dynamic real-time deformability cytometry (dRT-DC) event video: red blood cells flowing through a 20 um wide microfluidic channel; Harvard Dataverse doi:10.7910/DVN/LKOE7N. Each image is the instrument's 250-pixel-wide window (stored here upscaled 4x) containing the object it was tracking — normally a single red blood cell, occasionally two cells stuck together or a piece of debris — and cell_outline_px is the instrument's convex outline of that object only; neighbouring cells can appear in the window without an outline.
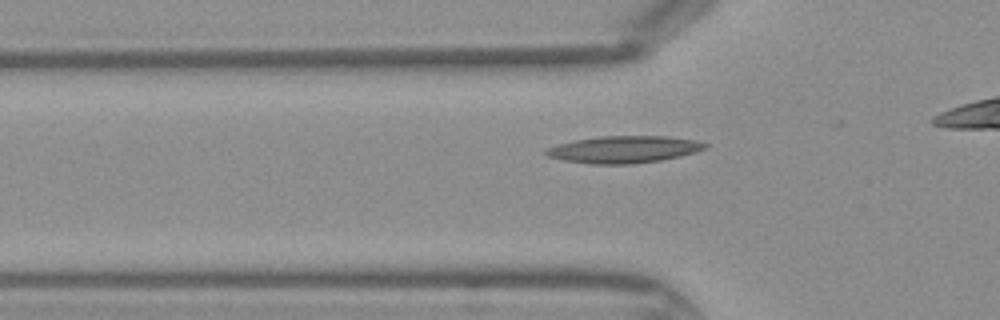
{"species": "Egyptian fruit bat (a non-hibernating species)", "species_latin": "Rousettus aegyptiacus", "temperature_condition": "warm", "stored_images_in_passage": 9, "camera_frame_rate_fps": 3000, "um_per_image_px": 0.085, "frame": {"image": 1, "passage_image": 6, "time_ms": 1.667, "image_size_px": [1000, 320], "cell_outline_px": [[708, 148], [680, 156], [660, 160], [632, 164], [588, 164], [564, 160], [548, 156], [544, 152], [544, 148], [576, 140], [600, 136], [664, 136], [696, 140], [708, 144]], "centroid_in_image_um": [53.03, 12.7], "position_along_channel_um": 72.8, "area_um2": 24.97}}